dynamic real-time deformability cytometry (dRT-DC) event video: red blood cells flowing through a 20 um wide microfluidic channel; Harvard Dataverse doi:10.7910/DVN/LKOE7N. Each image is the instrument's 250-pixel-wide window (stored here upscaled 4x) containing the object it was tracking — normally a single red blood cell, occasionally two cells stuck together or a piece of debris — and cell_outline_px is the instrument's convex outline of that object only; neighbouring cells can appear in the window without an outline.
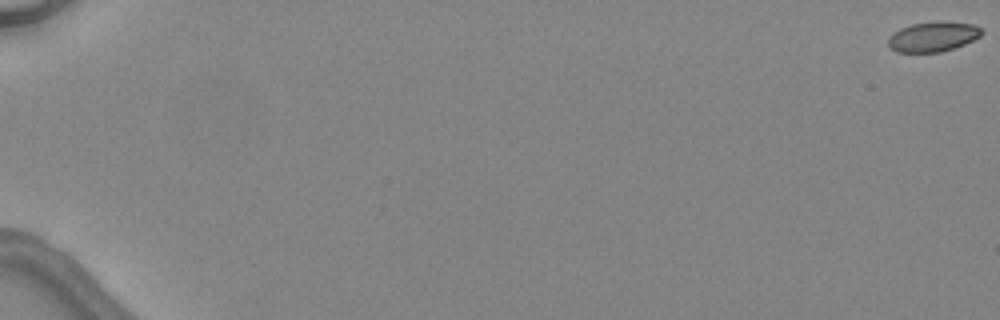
{"species": "common noctule bat (a hibernating species)", "species_latin": "Nyctalus noctula", "temperature_condition": "warm", "stored_images_in_passage": 6, "camera_frame_rate_fps": 3000, "um_per_image_px": 0.085, "animal": {"sex": "female", "body_mass_g": 24.6, "forearm_length_mm": 56.2}, "frame": {"image": 1, "passage_image": 1, "time_ms": 0.0, "image_size_px": [1000, 320], "cell_outline_px": [[984, 32], [980, 36], [964, 44], [940, 52], [896, 52], [888, 44], [888, 36], [892, 32], [900, 28], [912, 24], [972, 24], [980, 28]], "centroid_in_image_um": [79.24, 3.16], "position_along_channel_um": 5.8, "area_um2": 15.49}}
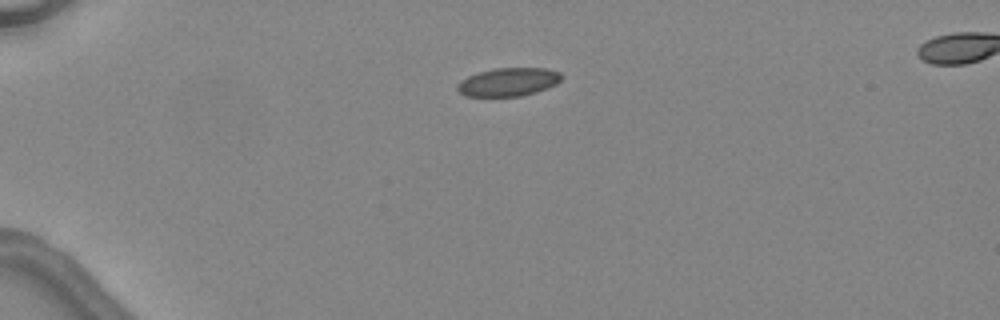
{"frame": {"image": 2, "passage_image": 5, "time_ms": 4.667, "image_size_px": [1000, 320], "cell_outline_px": [[560, 80], [556, 84], [548, 88], [536, 92], [520, 96], [464, 96], [456, 88], [460, 80], [468, 76], [480, 72], [496, 68], [548, 68], [560, 72]], "centroid_in_image_um": [43.21, 6.97], "position_along_channel_um": 41.8, "area_um2": 17.11}}